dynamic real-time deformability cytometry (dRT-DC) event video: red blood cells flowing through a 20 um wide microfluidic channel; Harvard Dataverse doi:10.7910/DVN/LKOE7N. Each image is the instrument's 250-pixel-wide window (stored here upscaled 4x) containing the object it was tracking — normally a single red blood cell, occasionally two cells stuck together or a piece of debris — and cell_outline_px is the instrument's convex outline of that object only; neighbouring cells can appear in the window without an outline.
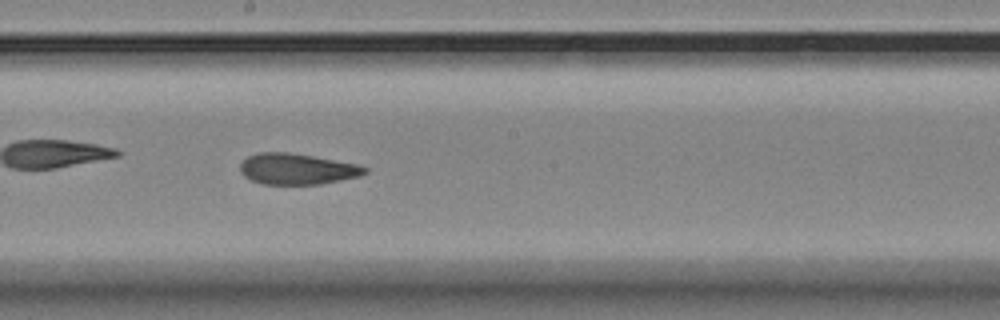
{"species": "Egyptian fruit bat (a non-hibernating species)", "species_latin": "Rousettus aegyptiacus", "temperature_condition": "room temperature", "stored_images_in_passage": 42, "camera_frame_rate_fps": 3000, "um_per_image_px": 0.085, "animal": {"sex": "female"}, "frame": {"image": 1, "passage_image": 24, "time_ms": 7.667, "image_size_px": [1000, 320], "cell_outline_px": [[368, 172], [360, 176], [320, 184], [264, 184], [252, 180], [244, 176], [240, 172], [240, 164], [248, 156], [260, 152], [288, 152], [312, 156], [356, 164], [368, 168]], "centroid_in_image_um": [25.24, 14.36], "position_along_channel_um": 223.0, "area_um2": 22.31}, "authors_computed_cell_mechanics": {"area_um2": 23.4668, "velocity_mm_per_s": 3.529, "shape_relaxation_time_tau1_ms": 9.1847, "shape_relaxation_time_tau2_ms": 2.7191, "deformation_change_tau1": 0.1908, "deformation_change_tau2": 0.0881}}